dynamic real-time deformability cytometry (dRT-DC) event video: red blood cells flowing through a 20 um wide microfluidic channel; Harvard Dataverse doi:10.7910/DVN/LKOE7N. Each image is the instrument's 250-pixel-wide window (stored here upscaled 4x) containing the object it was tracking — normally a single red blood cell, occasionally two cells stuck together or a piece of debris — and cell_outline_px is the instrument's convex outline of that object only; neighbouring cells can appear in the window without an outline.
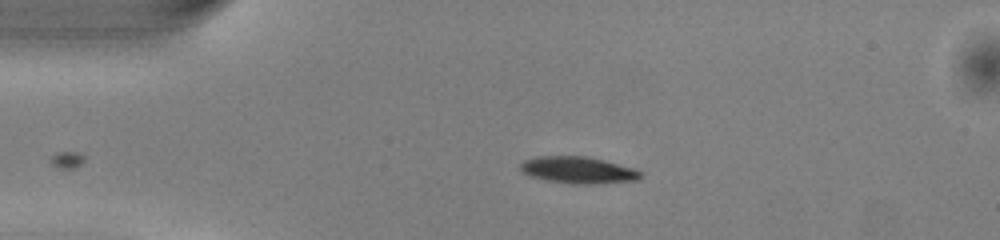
{"species": "common noctule bat (a hibernating species)", "species_latin": "Nyctalus noctula", "temperature_condition": "warm", "stored_images_in_passage": 36, "camera_frame_rate_fps": 3000, "um_per_image_px": 0.085, "animal": {"sex": "male", "body_mass_g": 13.0, "forearm_length_mm": 53.1}, "frame": {"image": 1, "passage_image": 1, "time_ms": 0.0, "image_size_px": [1000, 240], "cell_outline_px": [[644, 176], [636, 180], [592, 184], [572, 184], [548, 180], [528, 176], [520, 172], [520, 164], [524, 160], [536, 156], [588, 156], [604, 160], [632, 168], [644, 172]], "centroid_in_image_um": [49.12, 14.45], "position_along_channel_um": 35.9, "area_um2": 18.9}}
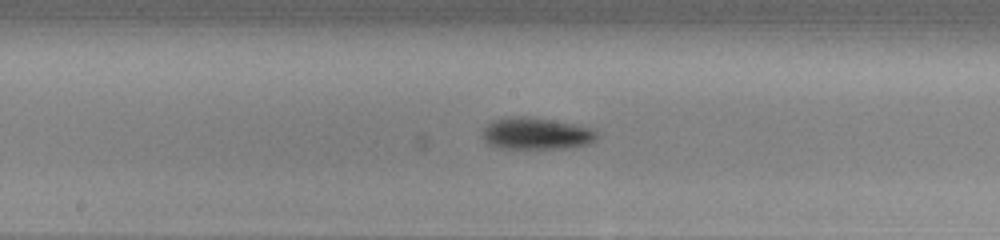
{"frame": {"image": 2, "passage_image": 16, "time_ms": 5.0, "image_size_px": [1000, 240], "cell_outline_px": [[600, 136], [596, 140], [588, 144], [568, 148], [496, 148], [488, 144], [480, 136], [484, 128], [492, 120], [504, 116], [528, 116], [552, 120], [592, 128]], "centroid_in_image_um": [45.54, 11.35], "position_along_channel_um": 202.7, "area_um2": 21.56}}
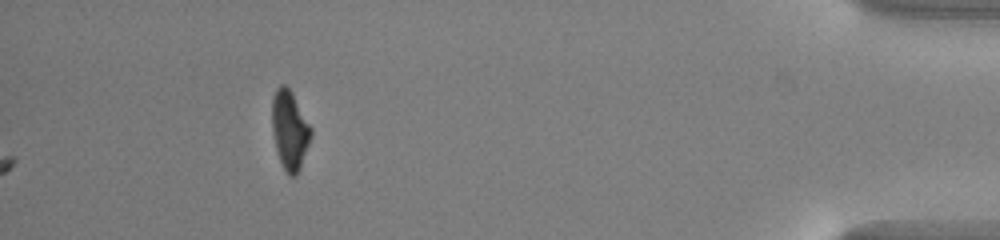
{"frame": {"image": 3, "passage_image": 36, "time_ms": 11.667, "image_size_px": [1000, 240], "cell_outline_px": [[312, 136], [300, 168], [296, 176], [288, 176], [280, 160], [276, 148], [272, 132], [272, 96], [276, 88], [280, 84], [284, 84], [292, 92], [312, 128]], "centroid_in_image_um": [24.63, 11.03], "position_along_channel_um": 410.6, "area_um2": 17.98}, "authors_computed_cell_mechanics": {"area_um2": 19.941, "velocity_mm_per_s": 4.0731, "shape_relaxation_time_tau1_ms": 1.748, "shape_relaxation_time_tau2_ms": null, "deformation_change_tau1": 0.1191, "deformation_change_tau2": null}}